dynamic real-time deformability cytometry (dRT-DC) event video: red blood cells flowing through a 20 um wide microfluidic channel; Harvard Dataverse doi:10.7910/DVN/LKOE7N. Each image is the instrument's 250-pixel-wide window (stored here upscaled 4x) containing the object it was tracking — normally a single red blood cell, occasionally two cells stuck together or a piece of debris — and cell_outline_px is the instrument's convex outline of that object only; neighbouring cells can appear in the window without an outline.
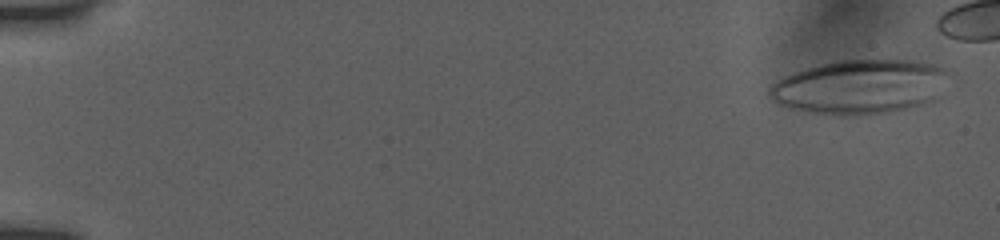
{"species": "human", "species_latin": "Homo sapiens", "temperature_condition": "room temperature", "stored_images_in_passage": 14, "camera_frame_rate_fps": 3000, "um_per_image_px": 0.085, "donor": {"sex": "female"}, "frame": {"image": 1, "passage_image": 1, "time_ms": 0.0, "image_size_px": [1000, 240], "cell_outline_px": [[940, 72], [924, 100], [920, 104], [888, 112], [856, 116], [836, 116], [816, 112], [784, 104], [776, 100], [772, 96], [772, 88], [780, 80], [796, 72], [820, 64], [836, 60], [904, 60], [932, 64]], "centroid_in_image_um": [72.88, 7.38], "position_along_channel_um": 12.1, "area_um2": 52.6}}
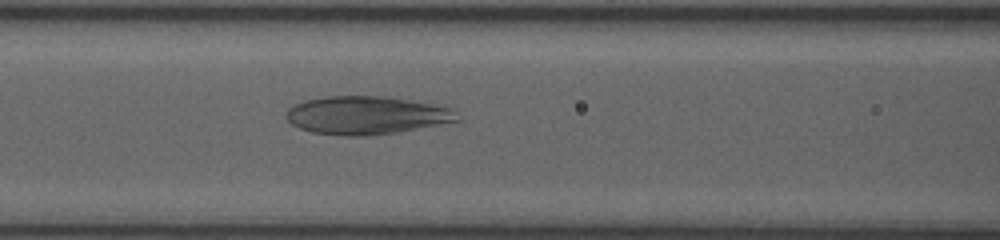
{"frame": {"image": 2, "passage_image": 14, "time_ms": 7.667, "image_size_px": [1000, 240], "cell_outline_px": [[460, 120], [396, 132], [368, 136], [344, 136], [312, 132], [300, 128], [292, 124], [284, 116], [288, 108], [292, 104], [304, 100], [324, 96], [384, 96], [432, 104], [448, 108]], "centroid_in_image_um": [31.02, 9.79], "position_along_channel_um": 135.6, "area_um2": 37.69}}